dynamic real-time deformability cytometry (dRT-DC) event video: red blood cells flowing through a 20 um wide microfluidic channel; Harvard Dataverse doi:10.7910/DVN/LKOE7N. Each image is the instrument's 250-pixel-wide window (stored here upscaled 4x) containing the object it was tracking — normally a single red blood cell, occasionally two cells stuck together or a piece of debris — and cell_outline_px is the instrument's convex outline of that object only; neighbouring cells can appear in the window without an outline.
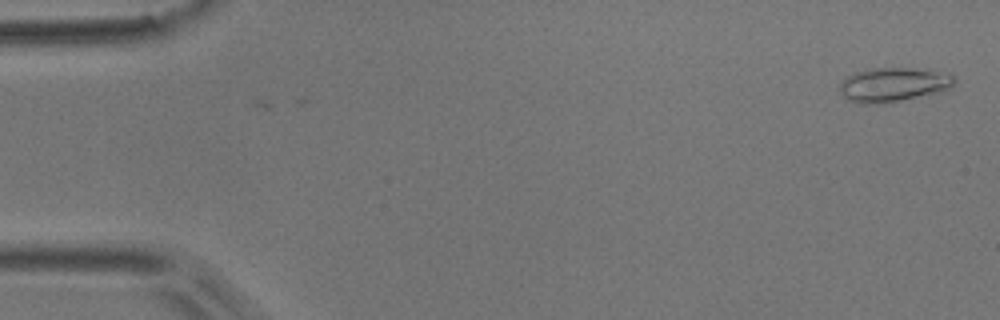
{"species": "common noctule bat (a hibernating species)", "species_latin": "Nyctalus noctula", "temperature_condition": "room temperature", "stored_images_in_passage": 2, "camera_frame_rate_fps": 3000, "um_per_image_px": 0.085, "animal": {"sex": "male", "body_mass_g": 17.9}, "frame": {"image": 1, "passage_image": 2, "time_ms": 0.333, "image_size_px": [1000, 320], "cell_outline_px": [[956, 80], [948, 88], [936, 92], [884, 104], [860, 104], [848, 100], [840, 92], [840, 84], [848, 76], [856, 72], [868, 68], [928, 68], [952, 76]], "centroid_in_image_um": [75.89, 7.19], "position_along_channel_um": 9.1, "area_um2": 22.72}}